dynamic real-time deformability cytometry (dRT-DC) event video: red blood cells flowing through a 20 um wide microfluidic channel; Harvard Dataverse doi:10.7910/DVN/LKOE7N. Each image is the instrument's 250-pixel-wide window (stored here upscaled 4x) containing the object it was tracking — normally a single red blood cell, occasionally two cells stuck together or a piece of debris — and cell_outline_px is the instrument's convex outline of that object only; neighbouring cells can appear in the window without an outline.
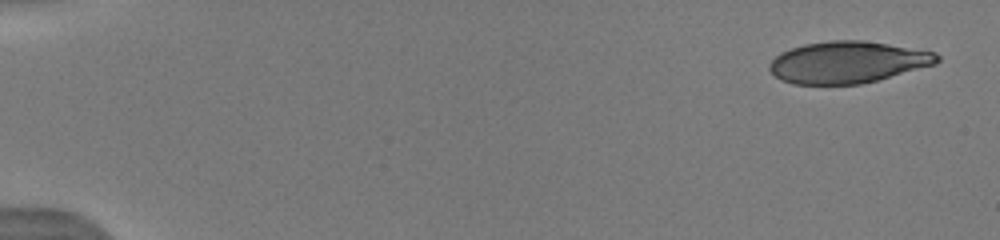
{"species": "human", "species_latin": "Homo sapiens", "temperature_condition": "warm", "stored_images_in_passage": 15, "camera_frame_rate_fps": 3000, "um_per_image_px": 0.085, "donor": {"sex": "male"}, "frame": {"image": 1, "passage_image": 1, "time_ms": 0.0, "image_size_px": [1000, 240], "cell_outline_px": [[940, 60], [936, 64], [876, 80], [860, 84], [792, 84], [780, 80], [768, 68], [768, 64], [780, 52], [804, 44], [828, 40], [864, 40], [936, 52], [940, 56]], "centroid_in_image_um": [72.04, 5.28], "position_along_channel_um": 13.0, "area_um2": 40.75}}
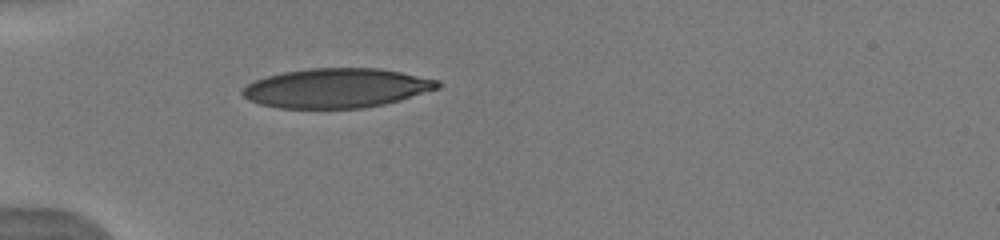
{"frame": {"image": 2, "passage_image": 11, "time_ms": 4.667, "image_size_px": [1000, 240], "cell_outline_px": [[440, 88], [400, 100], [384, 104], [364, 108], [280, 108], [260, 104], [248, 100], [240, 92], [248, 84], [256, 80], [268, 76], [284, 72], [308, 68], [380, 68], [440, 80]], "centroid_in_image_um": [28.62, 7.49], "position_along_channel_um": 56.4, "area_um2": 44.8}}